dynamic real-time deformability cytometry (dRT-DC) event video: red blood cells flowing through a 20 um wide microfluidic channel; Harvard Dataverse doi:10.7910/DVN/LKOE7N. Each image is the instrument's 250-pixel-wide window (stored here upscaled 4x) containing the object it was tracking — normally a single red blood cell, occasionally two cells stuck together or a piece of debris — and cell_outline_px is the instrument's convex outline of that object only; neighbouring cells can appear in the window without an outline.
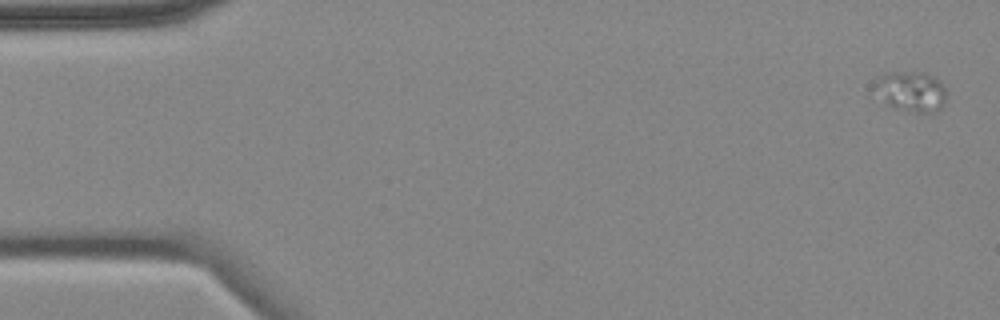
{"species": "common noctule bat (a hibernating species)", "species_latin": "Nyctalus noctula", "temperature_condition": "cold", "stored_images_in_passage": 5, "camera_frame_rate_fps": 3000, "um_per_image_px": 0.085, "animal": {"sex": "female", "body_mass_g": 18.4}, "frame": {"image": 1, "passage_image": 1, "time_ms": 0.0, "image_size_px": [1000, 320], "cell_outline_px": [[944, 104], [936, 112], [928, 116], [896, 108], [888, 104], [876, 80], [884, 72], [924, 72], [940, 80], [944, 88]], "centroid_in_image_um": [77.57, 7.79], "position_along_channel_um": 7.4, "area_um2": 16.42}}